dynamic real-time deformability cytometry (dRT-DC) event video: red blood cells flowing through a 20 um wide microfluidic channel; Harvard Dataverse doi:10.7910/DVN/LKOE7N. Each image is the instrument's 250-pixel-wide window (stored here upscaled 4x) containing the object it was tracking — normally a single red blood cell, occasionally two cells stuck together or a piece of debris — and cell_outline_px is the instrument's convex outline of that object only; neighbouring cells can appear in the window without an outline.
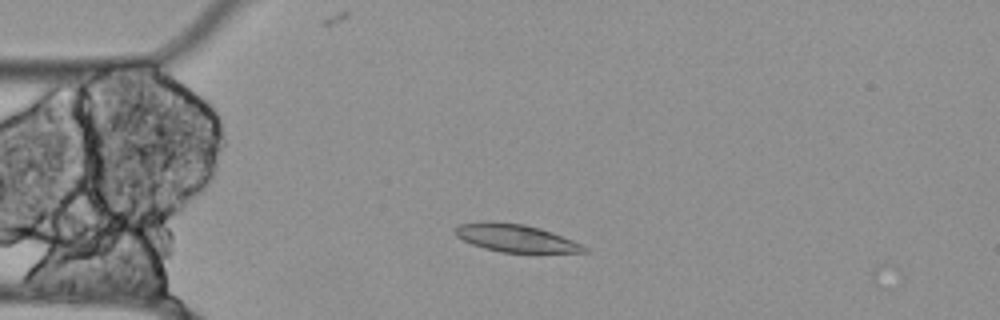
{"species": "Egyptian fruit bat (a non-hibernating species)", "species_latin": "Rousettus aegyptiacus", "temperature_condition": "cold", "stored_images_in_passage": 41, "camera_frame_rate_fps": 3000, "um_per_image_px": 0.085, "animal": {"sex": "female"}, "frame": {"image": 1, "passage_image": 10, "time_ms": 3.0, "image_size_px": [1000, 320], "cell_outline_px": [[588, 252], [500, 252], [484, 248], [472, 244], [456, 236], [452, 232], [460, 224], [488, 220], [524, 224], [540, 228], [552, 232], [572, 240], [588, 248]], "centroid_in_image_um": [43.78, 20.22], "position_along_channel_um": 41.2, "area_um2": 20.75}}
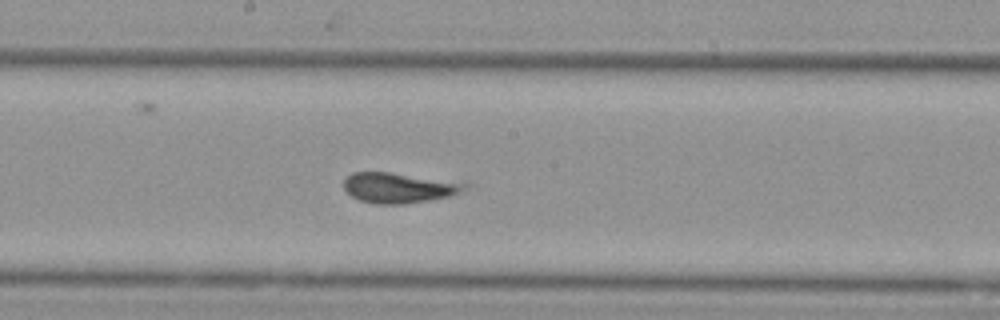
{"frame": {"image": 2, "passage_image": 26, "time_ms": 8.333, "image_size_px": [1000, 320], "cell_outline_px": [[472, 184], [468, 188], [448, 196], [428, 200], [404, 204], [376, 204], [360, 200], [352, 196], [344, 188], [344, 180], [352, 172], [388, 172]], "centroid_in_image_um": [33.87, 15.96], "position_along_channel_um": 214.3, "area_um2": 20.98}}
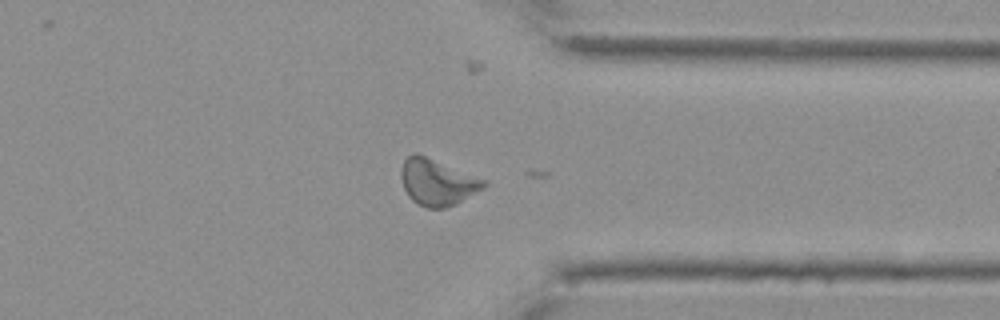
{"frame": {"image": 3, "passage_image": 40, "time_ms": 13.0, "image_size_px": [1000, 320], "cell_outline_px": [[488, 184], [484, 188], [456, 204], [444, 208], [424, 208], [412, 200], [408, 196], [404, 188], [400, 176], [400, 168], [404, 160], [412, 152], [416, 152], [488, 180]], "centroid_in_image_um": [37.17, 15.48], "position_along_channel_um": 374.2, "area_um2": 22.66}}